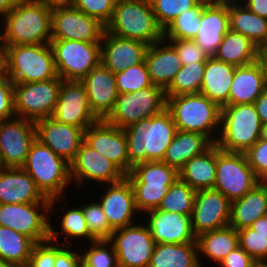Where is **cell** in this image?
Here are the masks:
<instances>
[{
	"instance_id": "1",
	"label": "cell",
	"mask_w": 267,
	"mask_h": 267,
	"mask_svg": "<svg viewBox=\"0 0 267 267\" xmlns=\"http://www.w3.org/2000/svg\"><path fill=\"white\" fill-rule=\"evenodd\" d=\"M127 139L129 173L136 164L162 161L177 131L166 108L162 112L123 129Z\"/></svg>"
},
{
	"instance_id": "2",
	"label": "cell",
	"mask_w": 267,
	"mask_h": 267,
	"mask_svg": "<svg viewBox=\"0 0 267 267\" xmlns=\"http://www.w3.org/2000/svg\"><path fill=\"white\" fill-rule=\"evenodd\" d=\"M2 20L3 48L51 42V6L34 0H17L13 9Z\"/></svg>"
},
{
	"instance_id": "3",
	"label": "cell",
	"mask_w": 267,
	"mask_h": 267,
	"mask_svg": "<svg viewBox=\"0 0 267 267\" xmlns=\"http://www.w3.org/2000/svg\"><path fill=\"white\" fill-rule=\"evenodd\" d=\"M22 168L35 181L42 194L51 200L50 214H54L53 211L57 202L65 203V198H62L65 194L64 190L72 183L70 163L35 139L30 146L26 162Z\"/></svg>"
},
{
	"instance_id": "4",
	"label": "cell",
	"mask_w": 267,
	"mask_h": 267,
	"mask_svg": "<svg viewBox=\"0 0 267 267\" xmlns=\"http://www.w3.org/2000/svg\"><path fill=\"white\" fill-rule=\"evenodd\" d=\"M4 73L13 84L47 81L58 77L50 43L5 47Z\"/></svg>"
},
{
	"instance_id": "5",
	"label": "cell",
	"mask_w": 267,
	"mask_h": 267,
	"mask_svg": "<svg viewBox=\"0 0 267 267\" xmlns=\"http://www.w3.org/2000/svg\"><path fill=\"white\" fill-rule=\"evenodd\" d=\"M105 30L115 36L154 44L163 39L150 0H117Z\"/></svg>"
},
{
	"instance_id": "6",
	"label": "cell",
	"mask_w": 267,
	"mask_h": 267,
	"mask_svg": "<svg viewBox=\"0 0 267 267\" xmlns=\"http://www.w3.org/2000/svg\"><path fill=\"white\" fill-rule=\"evenodd\" d=\"M177 130L199 133L216 142L220 130L221 108L202 94L167 97Z\"/></svg>"
},
{
	"instance_id": "7",
	"label": "cell",
	"mask_w": 267,
	"mask_h": 267,
	"mask_svg": "<svg viewBox=\"0 0 267 267\" xmlns=\"http://www.w3.org/2000/svg\"><path fill=\"white\" fill-rule=\"evenodd\" d=\"M261 127L254 104L225 105L215 143L224 151L245 153L260 139Z\"/></svg>"
},
{
	"instance_id": "8",
	"label": "cell",
	"mask_w": 267,
	"mask_h": 267,
	"mask_svg": "<svg viewBox=\"0 0 267 267\" xmlns=\"http://www.w3.org/2000/svg\"><path fill=\"white\" fill-rule=\"evenodd\" d=\"M166 106L165 90L152 85L135 93L118 94L113 110L104 120L125 129L162 112Z\"/></svg>"
},
{
	"instance_id": "9",
	"label": "cell",
	"mask_w": 267,
	"mask_h": 267,
	"mask_svg": "<svg viewBox=\"0 0 267 267\" xmlns=\"http://www.w3.org/2000/svg\"><path fill=\"white\" fill-rule=\"evenodd\" d=\"M257 184L258 178L245 153L224 151L216 145L215 190L232 202L242 198Z\"/></svg>"
},
{
	"instance_id": "10",
	"label": "cell",
	"mask_w": 267,
	"mask_h": 267,
	"mask_svg": "<svg viewBox=\"0 0 267 267\" xmlns=\"http://www.w3.org/2000/svg\"><path fill=\"white\" fill-rule=\"evenodd\" d=\"M58 76L81 81L100 63V42L51 39Z\"/></svg>"
},
{
	"instance_id": "11",
	"label": "cell",
	"mask_w": 267,
	"mask_h": 267,
	"mask_svg": "<svg viewBox=\"0 0 267 267\" xmlns=\"http://www.w3.org/2000/svg\"><path fill=\"white\" fill-rule=\"evenodd\" d=\"M63 79L14 84V111L18 118L38 121L51 117Z\"/></svg>"
},
{
	"instance_id": "12",
	"label": "cell",
	"mask_w": 267,
	"mask_h": 267,
	"mask_svg": "<svg viewBox=\"0 0 267 267\" xmlns=\"http://www.w3.org/2000/svg\"><path fill=\"white\" fill-rule=\"evenodd\" d=\"M50 202L0 204V226L30 237L35 243L49 240Z\"/></svg>"
},
{
	"instance_id": "13",
	"label": "cell",
	"mask_w": 267,
	"mask_h": 267,
	"mask_svg": "<svg viewBox=\"0 0 267 267\" xmlns=\"http://www.w3.org/2000/svg\"><path fill=\"white\" fill-rule=\"evenodd\" d=\"M109 241L114 246L119 267H148L157 244L141 221L114 230Z\"/></svg>"
},
{
	"instance_id": "14",
	"label": "cell",
	"mask_w": 267,
	"mask_h": 267,
	"mask_svg": "<svg viewBox=\"0 0 267 267\" xmlns=\"http://www.w3.org/2000/svg\"><path fill=\"white\" fill-rule=\"evenodd\" d=\"M51 39L101 42L105 26L71 4L52 7Z\"/></svg>"
},
{
	"instance_id": "15",
	"label": "cell",
	"mask_w": 267,
	"mask_h": 267,
	"mask_svg": "<svg viewBox=\"0 0 267 267\" xmlns=\"http://www.w3.org/2000/svg\"><path fill=\"white\" fill-rule=\"evenodd\" d=\"M70 177L80 189V186H84V181H96L99 185L112 184L121 181L125 174L83 140L70 163Z\"/></svg>"
},
{
	"instance_id": "16",
	"label": "cell",
	"mask_w": 267,
	"mask_h": 267,
	"mask_svg": "<svg viewBox=\"0 0 267 267\" xmlns=\"http://www.w3.org/2000/svg\"><path fill=\"white\" fill-rule=\"evenodd\" d=\"M51 118L83 131L100 120L91 110L83 83L76 80L62 81Z\"/></svg>"
},
{
	"instance_id": "17",
	"label": "cell",
	"mask_w": 267,
	"mask_h": 267,
	"mask_svg": "<svg viewBox=\"0 0 267 267\" xmlns=\"http://www.w3.org/2000/svg\"><path fill=\"white\" fill-rule=\"evenodd\" d=\"M35 122L23 118L0 121V153L5 168H22L32 142Z\"/></svg>"
},
{
	"instance_id": "18",
	"label": "cell",
	"mask_w": 267,
	"mask_h": 267,
	"mask_svg": "<svg viewBox=\"0 0 267 267\" xmlns=\"http://www.w3.org/2000/svg\"><path fill=\"white\" fill-rule=\"evenodd\" d=\"M231 201L214 188L196 191L192 230L201 233L229 226Z\"/></svg>"
},
{
	"instance_id": "19",
	"label": "cell",
	"mask_w": 267,
	"mask_h": 267,
	"mask_svg": "<svg viewBox=\"0 0 267 267\" xmlns=\"http://www.w3.org/2000/svg\"><path fill=\"white\" fill-rule=\"evenodd\" d=\"M84 141L112 161L125 175L129 173L127 139L123 129L100 119L84 130Z\"/></svg>"
},
{
	"instance_id": "20",
	"label": "cell",
	"mask_w": 267,
	"mask_h": 267,
	"mask_svg": "<svg viewBox=\"0 0 267 267\" xmlns=\"http://www.w3.org/2000/svg\"><path fill=\"white\" fill-rule=\"evenodd\" d=\"M107 186V187H106ZM104 193L99 195V204L107 216L113 230L133 225L139 212L136 209L134 191L129 180L124 177L121 181L105 184Z\"/></svg>"
},
{
	"instance_id": "21",
	"label": "cell",
	"mask_w": 267,
	"mask_h": 267,
	"mask_svg": "<svg viewBox=\"0 0 267 267\" xmlns=\"http://www.w3.org/2000/svg\"><path fill=\"white\" fill-rule=\"evenodd\" d=\"M148 214V215H146ZM151 236L157 244L197 243L191 216L152 209L144 213Z\"/></svg>"
},
{
	"instance_id": "22",
	"label": "cell",
	"mask_w": 267,
	"mask_h": 267,
	"mask_svg": "<svg viewBox=\"0 0 267 267\" xmlns=\"http://www.w3.org/2000/svg\"><path fill=\"white\" fill-rule=\"evenodd\" d=\"M36 139L55 154L71 163L84 140V131L72 125L60 123L51 117L35 122Z\"/></svg>"
},
{
	"instance_id": "23",
	"label": "cell",
	"mask_w": 267,
	"mask_h": 267,
	"mask_svg": "<svg viewBox=\"0 0 267 267\" xmlns=\"http://www.w3.org/2000/svg\"><path fill=\"white\" fill-rule=\"evenodd\" d=\"M148 45L104 31L100 42L101 64L114 74L144 61Z\"/></svg>"
},
{
	"instance_id": "24",
	"label": "cell",
	"mask_w": 267,
	"mask_h": 267,
	"mask_svg": "<svg viewBox=\"0 0 267 267\" xmlns=\"http://www.w3.org/2000/svg\"><path fill=\"white\" fill-rule=\"evenodd\" d=\"M229 30L228 0H210L202 10L199 29L193 40L208 57H212Z\"/></svg>"
},
{
	"instance_id": "25",
	"label": "cell",
	"mask_w": 267,
	"mask_h": 267,
	"mask_svg": "<svg viewBox=\"0 0 267 267\" xmlns=\"http://www.w3.org/2000/svg\"><path fill=\"white\" fill-rule=\"evenodd\" d=\"M92 112L105 119L113 110L118 92L115 74L101 63L93 68L82 80Z\"/></svg>"
},
{
	"instance_id": "26",
	"label": "cell",
	"mask_w": 267,
	"mask_h": 267,
	"mask_svg": "<svg viewBox=\"0 0 267 267\" xmlns=\"http://www.w3.org/2000/svg\"><path fill=\"white\" fill-rule=\"evenodd\" d=\"M23 168L0 171V204L50 202Z\"/></svg>"
},
{
	"instance_id": "27",
	"label": "cell",
	"mask_w": 267,
	"mask_h": 267,
	"mask_svg": "<svg viewBox=\"0 0 267 267\" xmlns=\"http://www.w3.org/2000/svg\"><path fill=\"white\" fill-rule=\"evenodd\" d=\"M265 91V62L257 61L235 68L230 87L229 105L253 104Z\"/></svg>"
},
{
	"instance_id": "28",
	"label": "cell",
	"mask_w": 267,
	"mask_h": 267,
	"mask_svg": "<svg viewBox=\"0 0 267 267\" xmlns=\"http://www.w3.org/2000/svg\"><path fill=\"white\" fill-rule=\"evenodd\" d=\"M144 61L152 84L164 90L182 67L176 50L164 39L148 45Z\"/></svg>"
},
{
	"instance_id": "29",
	"label": "cell",
	"mask_w": 267,
	"mask_h": 267,
	"mask_svg": "<svg viewBox=\"0 0 267 267\" xmlns=\"http://www.w3.org/2000/svg\"><path fill=\"white\" fill-rule=\"evenodd\" d=\"M236 66L221 62L214 56L208 57L201 84L200 94L216 103L220 108L229 105L231 83Z\"/></svg>"
},
{
	"instance_id": "30",
	"label": "cell",
	"mask_w": 267,
	"mask_h": 267,
	"mask_svg": "<svg viewBox=\"0 0 267 267\" xmlns=\"http://www.w3.org/2000/svg\"><path fill=\"white\" fill-rule=\"evenodd\" d=\"M230 30L241 33L260 50L267 45V19L251 12L240 0H228Z\"/></svg>"
},
{
	"instance_id": "31",
	"label": "cell",
	"mask_w": 267,
	"mask_h": 267,
	"mask_svg": "<svg viewBox=\"0 0 267 267\" xmlns=\"http://www.w3.org/2000/svg\"><path fill=\"white\" fill-rule=\"evenodd\" d=\"M212 144L205 135L177 130L162 162L179 171L185 163L206 151Z\"/></svg>"
},
{
	"instance_id": "32",
	"label": "cell",
	"mask_w": 267,
	"mask_h": 267,
	"mask_svg": "<svg viewBox=\"0 0 267 267\" xmlns=\"http://www.w3.org/2000/svg\"><path fill=\"white\" fill-rule=\"evenodd\" d=\"M179 178L195 191L214 188L216 181V143L193 157L178 171Z\"/></svg>"
},
{
	"instance_id": "33",
	"label": "cell",
	"mask_w": 267,
	"mask_h": 267,
	"mask_svg": "<svg viewBox=\"0 0 267 267\" xmlns=\"http://www.w3.org/2000/svg\"><path fill=\"white\" fill-rule=\"evenodd\" d=\"M198 247V260L206 257L213 263H219L233 250L239 247V236L235 228L226 226L220 229L201 233L196 238Z\"/></svg>"
},
{
	"instance_id": "34",
	"label": "cell",
	"mask_w": 267,
	"mask_h": 267,
	"mask_svg": "<svg viewBox=\"0 0 267 267\" xmlns=\"http://www.w3.org/2000/svg\"><path fill=\"white\" fill-rule=\"evenodd\" d=\"M267 215V195L257 184L242 198L231 202L229 226L240 230Z\"/></svg>"
},
{
	"instance_id": "35",
	"label": "cell",
	"mask_w": 267,
	"mask_h": 267,
	"mask_svg": "<svg viewBox=\"0 0 267 267\" xmlns=\"http://www.w3.org/2000/svg\"><path fill=\"white\" fill-rule=\"evenodd\" d=\"M214 57L236 67L251 64L261 58V50L246 36L229 30Z\"/></svg>"
},
{
	"instance_id": "36",
	"label": "cell",
	"mask_w": 267,
	"mask_h": 267,
	"mask_svg": "<svg viewBox=\"0 0 267 267\" xmlns=\"http://www.w3.org/2000/svg\"><path fill=\"white\" fill-rule=\"evenodd\" d=\"M148 267H200L197 243L156 244Z\"/></svg>"
},
{
	"instance_id": "37",
	"label": "cell",
	"mask_w": 267,
	"mask_h": 267,
	"mask_svg": "<svg viewBox=\"0 0 267 267\" xmlns=\"http://www.w3.org/2000/svg\"><path fill=\"white\" fill-rule=\"evenodd\" d=\"M35 244L30 237L0 226V260L26 267Z\"/></svg>"
},
{
	"instance_id": "38",
	"label": "cell",
	"mask_w": 267,
	"mask_h": 267,
	"mask_svg": "<svg viewBox=\"0 0 267 267\" xmlns=\"http://www.w3.org/2000/svg\"><path fill=\"white\" fill-rule=\"evenodd\" d=\"M125 177L131 184L163 187L171 186L179 177V173L162 161H151L134 165Z\"/></svg>"
},
{
	"instance_id": "39",
	"label": "cell",
	"mask_w": 267,
	"mask_h": 267,
	"mask_svg": "<svg viewBox=\"0 0 267 267\" xmlns=\"http://www.w3.org/2000/svg\"><path fill=\"white\" fill-rule=\"evenodd\" d=\"M67 211L64 212L60 220L61 230L53 228V222L50 221V230H49V240L61 243L63 245H70L69 241L78 239H88L89 242H93L96 239L90 234L89 229L87 227V223L85 221L84 213L82 211L81 205L77 207H73L72 209L66 208ZM64 234V241H59V234ZM59 235V236H58ZM69 238V239H68Z\"/></svg>"
},
{
	"instance_id": "40",
	"label": "cell",
	"mask_w": 267,
	"mask_h": 267,
	"mask_svg": "<svg viewBox=\"0 0 267 267\" xmlns=\"http://www.w3.org/2000/svg\"><path fill=\"white\" fill-rule=\"evenodd\" d=\"M206 62H195L181 67L170 85L165 89V96L199 94Z\"/></svg>"
},
{
	"instance_id": "41",
	"label": "cell",
	"mask_w": 267,
	"mask_h": 267,
	"mask_svg": "<svg viewBox=\"0 0 267 267\" xmlns=\"http://www.w3.org/2000/svg\"><path fill=\"white\" fill-rule=\"evenodd\" d=\"M196 191L179 177L169 187L158 210L192 216Z\"/></svg>"
},
{
	"instance_id": "42",
	"label": "cell",
	"mask_w": 267,
	"mask_h": 267,
	"mask_svg": "<svg viewBox=\"0 0 267 267\" xmlns=\"http://www.w3.org/2000/svg\"><path fill=\"white\" fill-rule=\"evenodd\" d=\"M210 0H201L194 8L181 13L163 31V39H194L197 35L201 13Z\"/></svg>"
},
{
	"instance_id": "43",
	"label": "cell",
	"mask_w": 267,
	"mask_h": 267,
	"mask_svg": "<svg viewBox=\"0 0 267 267\" xmlns=\"http://www.w3.org/2000/svg\"><path fill=\"white\" fill-rule=\"evenodd\" d=\"M118 94L135 93L152 86L145 61L115 73Z\"/></svg>"
},
{
	"instance_id": "44",
	"label": "cell",
	"mask_w": 267,
	"mask_h": 267,
	"mask_svg": "<svg viewBox=\"0 0 267 267\" xmlns=\"http://www.w3.org/2000/svg\"><path fill=\"white\" fill-rule=\"evenodd\" d=\"M81 253V260L88 267H119L114 246L109 240L90 242L88 249Z\"/></svg>"
},
{
	"instance_id": "45",
	"label": "cell",
	"mask_w": 267,
	"mask_h": 267,
	"mask_svg": "<svg viewBox=\"0 0 267 267\" xmlns=\"http://www.w3.org/2000/svg\"><path fill=\"white\" fill-rule=\"evenodd\" d=\"M201 0H150L157 23L163 29L181 13L194 8Z\"/></svg>"
},
{
	"instance_id": "46",
	"label": "cell",
	"mask_w": 267,
	"mask_h": 267,
	"mask_svg": "<svg viewBox=\"0 0 267 267\" xmlns=\"http://www.w3.org/2000/svg\"><path fill=\"white\" fill-rule=\"evenodd\" d=\"M81 208L90 234L96 240H109L114 230L110 227L98 200L84 202V205L81 204Z\"/></svg>"
},
{
	"instance_id": "47",
	"label": "cell",
	"mask_w": 267,
	"mask_h": 267,
	"mask_svg": "<svg viewBox=\"0 0 267 267\" xmlns=\"http://www.w3.org/2000/svg\"><path fill=\"white\" fill-rule=\"evenodd\" d=\"M131 185L134 191L136 209L142 216L149 210L158 209L163 197L167 194L170 187L147 186V184Z\"/></svg>"
},
{
	"instance_id": "48",
	"label": "cell",
	"mask_w": 267,
	"mask_h": 267,
	"mask_svg": "<svg viewBox=\"0 0 267 267\" xmlns=\"http://www.w3.org/2000/svg\"><path fill=\"white\" fill-rule=\"evenodd\" d=\"M239 246L256 262L267 261V236L258 234L250 227L237 230Z\"/></svg>"
},
{
	"instance_id": "49",
	"label": "cell",
	"mask_w": 267,
	"mask_h": 267,
	"mask_svg": "<svg viewBox=\"0 0 267 267\" xmlns=\"http://www.w3.org/2000/svg\"><path fill=\"white\" fill-rule=\"evenodd\" d=\"M117 0H72L71 5L106 26L113 16Z\"/></svg>"
},
{
	"instance_id": "50",
	"label": "cell",
	"mask_w": 267,
	"mask_h": 267,
	"mask_svg": "<svg viewBox=\"0 0 267 267\" xmlns=\"http://www.w3.org/2000/svg\"><path fill=\"white\" fill-rule=\"evenodd\" d=\"M175 50L179 56L182 66L194 64L195 62H206L208 55L192 39H164Z\"/></svg>"
},
{
	"instance_id": "51",
	"label": "cell",
	"mask_w": 267,
	"mask_h": 267,
	"mask_svg": "<svg viewBox=\"0 0 267 267\" xmlns=\"http://www.w3.org/2000/svg\"><path fill=\"white\" fill-rule=\"evenodd\" d=\"M14 84L3 73L0 75V121L15 118L14 111Z\"/></svg>"
},
{
	"instance_id": "52",
	"label": "cell",
	"mask_w": 267,
	"mask_h": 267,
	"mask_svg": "<svg viewBox=\"0 0 267 267\" xmlns=\"http://www.w3.org/2000/svg\"><path fill=\"white\" fill-rule=\"evenodd\" d=\"M54 264L55 242L47 240L34 245L26 267H54Z\"/></svg>"
},
{
	"instance_id": "53",
	"label": "cell",
	"mask_w": 267,
	"mask_h": 267,
	"mask_svg": "<svg viewBox=\"0 0 267 267\" xmlns=\"http://www.w3.org/2000/svg\"><path fill=\"white\" fill-rule=\"evenodd\" d=\"M245 155L257 178L267 174V141L259 139Z\"/></svg>"
},
{
	"instance_id": "54",
	"label": "cell",
	"mask_w": 267,
	"mask_h": 267,
	"mask_svg": "<svg viewBox=\"0 0 267 267\" xmlns=\"http://www.w3.org/2000/svg\"><path fill=\"white\" fill-rule=\"evenodd\" d=\"M71 245H63L55 242L54 267H78L82 261L80 252L70 248Z\"/></svg>"
},
{
	"instance_id": "55",
	"label": "cell",
	"mask_w": 267,
	"mask_h": 267,
	"mask_svg": "<svg viewBox=\"0 0 267 267\" xmlns=\"http://www.w3.org/2000/svg\"><path fill=\"white\" fill-rule=\"evenodd\" d=\"M255 260L240 246L231 251L220 263V267H254Z\"/></svg>"
},
{
	"instance_id": "56",
	"label": "cell",
	"mask_w": 267,
	"mask_h": 267,
	"mask_svg": "<svg viewBox=\"0 0 267 267\" xmlns=\"http://www.w3.org/2000/svg\"><path fill=\"white\" fill-rule=\"evenodd\" d=\"M246 7L256 15L267 19V0H240Z\"/></svg>"
},
{
	"instance_id": "57",
	"label": "cell",
	"mask_w": 267,
	"mask_h": 267,
	"mask_svg": "<svg viewBox=\"0 0 267 267\" xmlns=\"http://www.w3.org/2000/svg\"><path fill=\"white\" fill-rule=\"evenodd\" d=\"M261 123H267V91L265 90L253 103Z\"/></svg>"
},
{
	"instance_id": "58",
	"label": "cell",
	"mask_w": 267,
	"mask_h": 267,
	"mask_svg": "<svg viewBox=\"0 0 267 267\" xmlns=\"http://www.w3.org/2000/svg\"><path fill=\"white\" fill-rule=\"evenodd\" d=\"M250 228L262 236H267V215L258 218L254 223L251 224Z\"/></svg>"
},
{
	"instance_id": "59",
	"label": "cell",
	"mask_w": 267,
	"mask_h": 267,
	"mask_svg": "<svg viewBox=\"0 0 267 267\" xmlns=\"http://www.w3.org/2000/svg\"><path fill=\"white\" fill-rule=\"evenodd\" d=\"M17 0H0V15H7L15 6Z\"/></svg>"
},
{
	"instance_id": "60",
	"label": "cell",
	"mask_w": 267,
	"mask_h": 267,
	"mask_svg": "<svg viewBox=\"0 0 267 267\" xmlns=\"http://www.w3.org/2000/svg\"><path fill=\"white\" fill-rule=\"evenodd\" d=\"M34 1L51 6V7L70 5L72 2V0H34Z\"/></svg>"
},
{
	"instance_id": "61",
	"label": "cell",
	"mask_w": 267,
	"mask_h": 267,
	"mask_svg": "<svg viewBox=\"0 0 267 267\" xmlns=\"http://www.w3.org/2000/svg\"><path fill=\"white\" fill-rule=\"evenodd\" d=\"M258 184L259 186L264 190V192L267 195V174L261 176L258 178Z\"/></svg>"
},
{
	"instance_id": "62",
	"label": "cell",
	"mask_w": 267,
	"mask_h": 267,
	"mask_svg": "<svg viewBox=\"0 0 267 267\" xmlns=\"http://www.w3.org/2000/svg\"><path fill=\"white\" fill-rule=\"evenodd\" d=\"M4 73V48L0 47V75Z\"/></svg>"
},
{
	"instance_id": "63",
	"label": "cell",
	"mask_w": 267,
	"mask_h": 267,
	"mask_svg": "<svg viewBox=\"0 0 267 267\" xmlns=\"http://www.w3.org/2000/svg\"><path fill=\"white\" fill-rule=\"evenodd\" d=\"M260 139L267 141V123L262 124Z\"/></svg>"
},
{
	"instance_id": "64",
	"label": "cell",
	"mask_w": 267,
	"mask_h": 267,
	"mask_svg": "<svg viewBox=\"0 0 267 267\" xmlns=\"http://www.w3.org/2000/svg\"><path fill=\"white\" fill-rule=\"evenodd\" d=\"M261 58L267 64V45L261 50Z\"/></svg>"
},
{
	"instance_id": "65",
	"label": "cell",
	"mask_w": 267,
	"mask_h": 267,
	"mask_svg": "<svg viewBox=\"0 0 267 267\" xmlns=\"http://www.w3.org/2000/svg\"><path fill=\"white\" fill-rule=\"evenodd\" d=\"M0 267H19V266L0 260Z\"/></svg>"
},
{
	"instance_id": "66",
	"label": "cell",
	"mask_w": 267,
	"mask_h": 267,
	"mask_svg": "<svg viewBox=\"0 0 267 267\" xmlns=\"http://www.w3.org/2000/svg\"><path fill=\"white\" fill-rule=\"evenodd\" d=\"M3 16L0 15V18ZM2 27V28H1ZM2 29V30H1ZM2 32V33H1ZM0 47H3V25H0Z\"/></svg>"
},
{
	"instance_id": "67",
	"label": "cell",
	"mask_w": 267,
	"mask_h": 267,
	"mask_svg": "<svg viewBox=\"0 0 267 267\" xmlns=\"http://www.w3.org/2000/svg\"><path fill=\"white\" fill-rule=\"evenodd\" d=\"M254 267H267V261L255 262Z\"/></svg>"
},
{
	"instance_id": "68",
	"label": "cell",
	"mask_w": 267,
	"mask_h": 267,
	"mask_svg": "<svg viewBox=\"0 0 267 267\" xmlns=\"http://www.w3.org/2000/svg\"><path fill=\"white\" fill-rule=\"evenodd\" d=\"M265 90L267 91V64L265 63Z\"/></svg>"
},
{
	"instance_id": "69",
	"label": "cell",
	"mask_w": 267,
	"mask_h": 267,
	"mask_svg": "<svg viewBox=\"0 0 267 267\" xmlns=\"http://www.w3.org/2000/svg\"><path fill=\"white\" fill-rule=\"evenodd\" d=\"M5 167H4V164H3V161H2V157H1V153H0V171L2 170V169H4Z\"/></svg>"
},
{
	"instance_id": "70",
	"label": "cell",
	"mask_w": 267,
	"mask_h": 267,
	"mask_svg": "<svg viewBox=\"0 0 267 267\" xmlns=\"http://www.w3.org/2000/svg\"><path fill=\"white\" fill-rule=\"evenodd\" d=\"M78 267H88L85 263H83L82 261L78 264Z\"/></svg>"
}]
</instances>
